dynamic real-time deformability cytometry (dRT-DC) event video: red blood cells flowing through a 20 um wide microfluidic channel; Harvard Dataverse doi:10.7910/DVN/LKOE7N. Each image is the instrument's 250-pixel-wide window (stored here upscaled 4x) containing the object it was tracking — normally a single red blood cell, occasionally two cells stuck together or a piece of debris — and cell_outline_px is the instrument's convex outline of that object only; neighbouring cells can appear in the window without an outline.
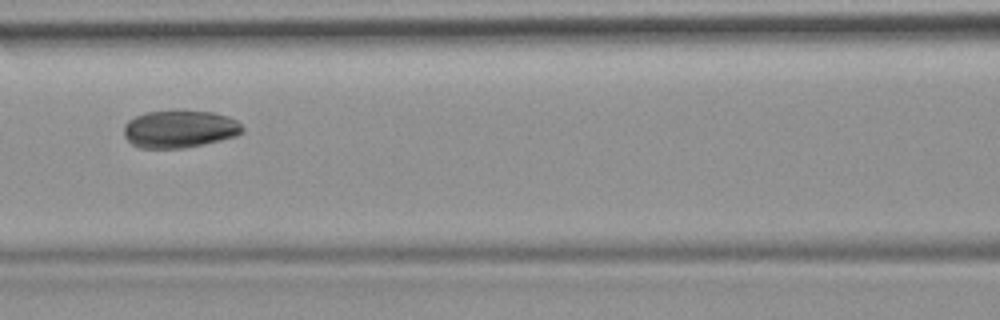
{"species": "common noctule bat (a hibernating species)", "species_latin": "Nyctalus noctula", "temperature_condition": "room temperature", "stored_images_in_passage": 6, "camera_frame_rate_fps": 3000, "um_per_image_px": 0.085, "animal": {"sex": "female", "body_mass_g": 19.9}, "frame": {"image": 1, "passage_image": 6, "time_ms": 5.667, "image_size_px": [1000, 320], "cell_outline_px": [[244, 132], [236, 136], [204, 144], [184, 148], [140, 148], [132, 144], [124, 136], [124, 124], [128, 120], [136, 116], [148, 112], [212, 112], [228, 116], [236, 120], [244, 128]], "centroid_in_image_um": [15.27, 10.99], "position_along_channel_um": 151.3, "area_um2": 25.61}}